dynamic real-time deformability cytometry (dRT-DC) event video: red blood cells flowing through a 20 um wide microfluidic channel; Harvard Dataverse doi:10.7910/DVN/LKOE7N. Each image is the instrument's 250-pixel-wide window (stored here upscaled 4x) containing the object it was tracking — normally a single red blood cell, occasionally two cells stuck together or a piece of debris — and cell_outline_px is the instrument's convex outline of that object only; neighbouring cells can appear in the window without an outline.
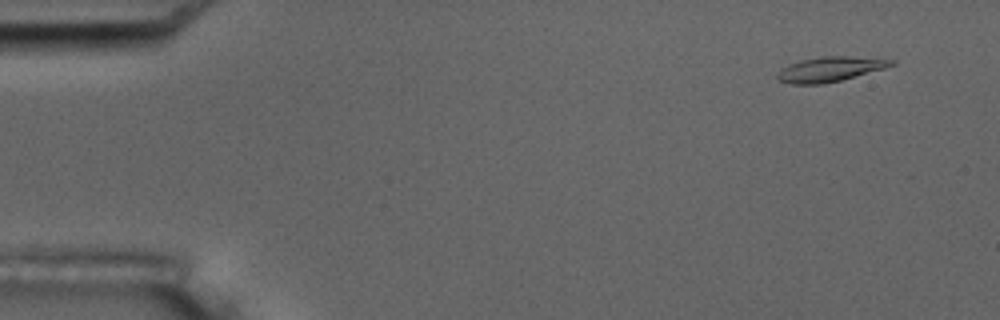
{"species": "common noctule bat (a hibernating species)", "species_latin": "Nyctalus noctula", "temperature_condition": "room temperature", "stored_images_in_passage": 6, "camera_frame_rate_fps": 3000, "um_per_image_px": 0.085, "animal": {"sex": "male", "body_mass_g": 17.5, "forearm_length_mm": 52.3}, "frame": {"image": 1, "passage_image": 2, "time_ms": 1.0, "image_size_px": [1000, 320], "cell_outline_px": [[896, 64], [884, 68], [840, 80], [820, 84], [792, 84], [780, 80], [776, 76], [780, 68], [788, 64], [800, 60], [824, 56], [848, 56], [896, 60]], "centroid_in_image_um": [70.52, 5.87], "position_along_channel_um": 14.5, "area_um2": 16.3}}